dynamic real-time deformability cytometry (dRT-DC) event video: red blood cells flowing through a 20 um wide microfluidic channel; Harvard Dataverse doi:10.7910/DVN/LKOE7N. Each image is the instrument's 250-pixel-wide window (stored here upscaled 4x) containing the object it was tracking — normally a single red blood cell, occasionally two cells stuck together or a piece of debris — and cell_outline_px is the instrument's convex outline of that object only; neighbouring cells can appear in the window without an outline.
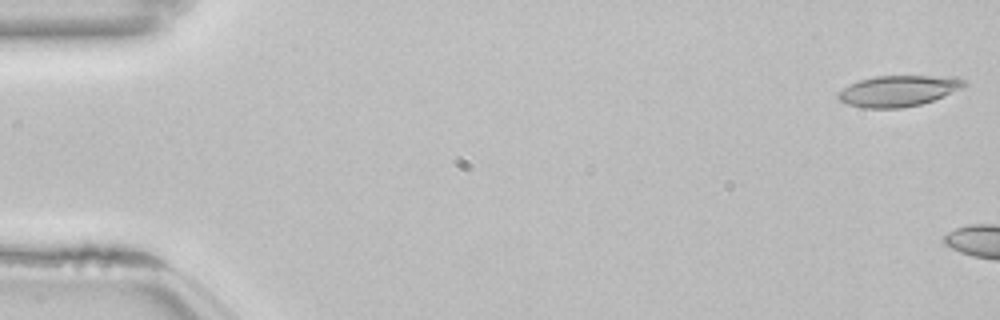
{"species": "common noctule bat (a hibernating species)", "species_latin": "Nyctalus noctula", "temperature_condition": "room temperature", "stored_images_in_passage": 8, "camera_frame_rate_fps": 3000, "um_per_image_px": 0.085, "animal": {"sex": "female", "body_mass_g": 22.7, "forearm_length_mm": 54.2}, "frame": {"image": 1, "passage_image": 1, "time_ms": 0.0, "image_size_px": [1000, 320], "cell_outline_px": [[968, 84], [964, 88], [944, 96], [920, 104], [900, 108], [864, 108], [848, 104], [840, 100], [836, 96], [836, 92], [860, 80], [876, 76], [956, 76], [964, 80]], "centroid_in_image_um": [76.4, 7.72], "position_along_channel_um": 8.6, "area_um2": 22.77}}